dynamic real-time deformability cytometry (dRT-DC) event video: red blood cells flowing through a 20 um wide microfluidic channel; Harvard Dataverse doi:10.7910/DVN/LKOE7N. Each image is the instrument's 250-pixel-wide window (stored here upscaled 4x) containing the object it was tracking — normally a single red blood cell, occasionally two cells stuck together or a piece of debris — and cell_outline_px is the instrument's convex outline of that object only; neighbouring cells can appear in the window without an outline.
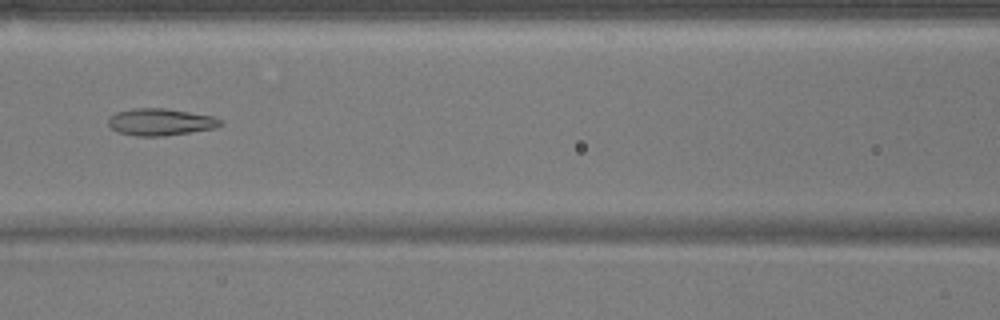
{"species": "common noctule bat (a hibernating species)", "species_latin": "Nyctalus noctula", "temperature_condition": "warm", "stored_images_in_passage": 52, "camera_frame_rate_fps": 3000, "um_per_image_px": 0.085, "animal": {"sex": "male", "body_mass_g": 17.9}, "frame": {"image": 1, "passage_image": 23, "time_ms": 7.333, "image_size_px": [1000, 320], "cell_outline_px": [[224, 124], [216, 128], [164, 136], [136, 136], [116, 132], [108, 124], [108, 120], [116, 112], [132, 108], [164, 108], [212, 116], [220, 120]], "centroid_in_image_um": [13.62, 10.37], "position_along_channel_um": 153.0, "area_um2": 17.57}}
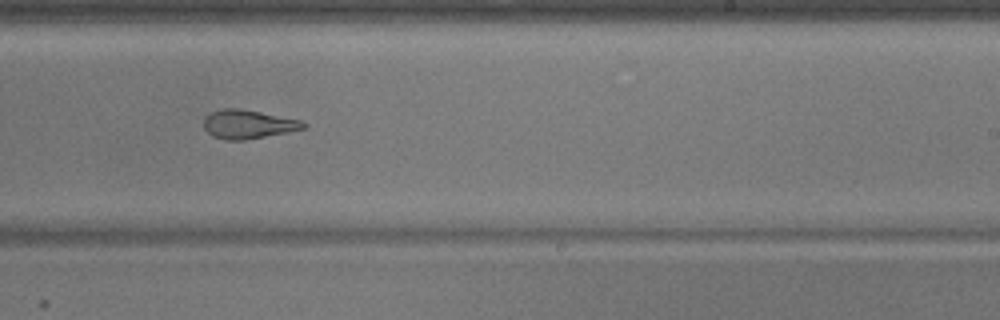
{"frame": {"image": 2, "passage_image": 32, "time_ms": 10.333, "image_size_px": [1000, 320], "cell_outline_px": [[308, 124], [304, 128], [288, 132], [244, 140], [224, 140], [212, 136], [204, 128], [204, 116], [220, 108], [240, 108], [300, 120]], "centroid_in_image_um": [21.05, 10.56], "position_along_channel_um": 268.0, "area_um2": 16.7}}
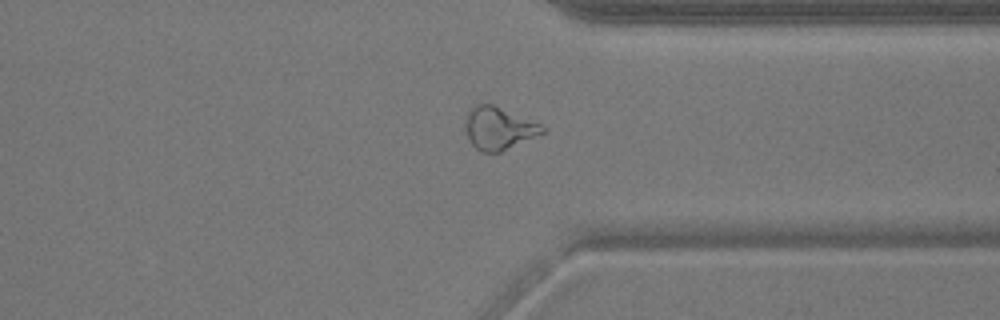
{"frame": {"image": 3, "passage_image": 40, "time_ms": 13.0, "image_size_px": [1000, 320], "cell_outline_px": [[544, 132], [500, 152], [480, 152], [468, 140], [464, 128], [464, 120], [468, 112], [476, 104], [492, 104], [544, 124]], "centroid_in_image_um": [42.36, 10.89], "position_along_channel_um": 369.0, "area_um2": 19.19}, "authors_computed_cell_mechanics": {"area_um2": 20.4034, "velocity_mm_per_s": 3.8384, "shape_relaxation_time_tau1_ms": 10.5154, "shape_relaxation_time_tau2_ms": 2.0661, "deformation_change_tau1": 0.2589, "deformation_change_tau2": 0.1015}}